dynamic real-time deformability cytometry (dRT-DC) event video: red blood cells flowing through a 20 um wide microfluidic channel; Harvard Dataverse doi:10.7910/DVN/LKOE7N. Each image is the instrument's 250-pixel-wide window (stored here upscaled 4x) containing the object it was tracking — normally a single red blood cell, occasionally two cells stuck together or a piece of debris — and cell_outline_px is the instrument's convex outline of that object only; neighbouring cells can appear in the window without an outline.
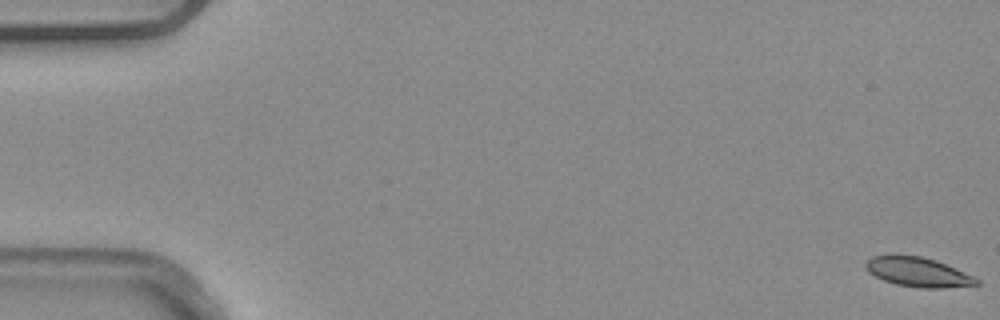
{"species": "common noctule bat (a hibernating species)", "species_latin": "Nyctalus noctula", "temperature_condition": "warm", "stored_images_in_passage": 5, "camera_frame_rate_fps": 3000, "um_per_image_px": 0.085, "animal": {"sex": "male", "body_mass_g": 20.4}, "frame": {"image": 1, "passage_image": 1, "time_ms": 0.0, "image_size_px": [1000, 320], "cell_outline_px": [[980, 284], [944, 288], [920, 288], [896, 284], [884, 280], [868, 272], [864, 268], [864, 264], [872, 256], [920, 256], [936, 260], [964, 272], [980, 280]], "centroid_in_image_um": [78.03, 23.14], "position_along_channel_um": 7.0, "area_um2": 18.73}}
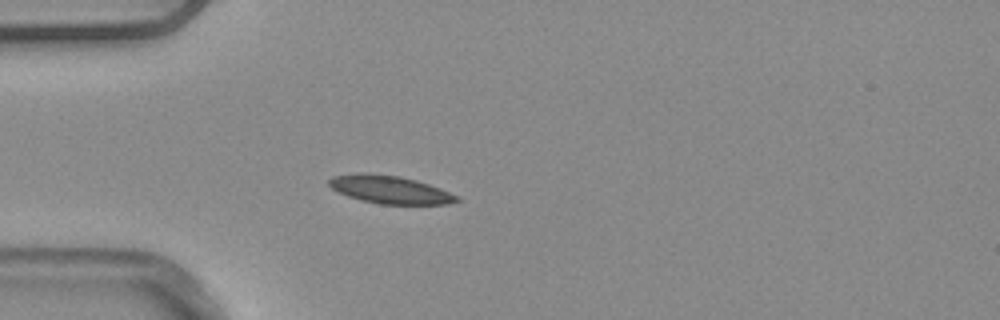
{"frame": {"image": 2, "passage_image": 5, "time_ms": 1.333, "image_size_px": [1000, 320], "cell_outline_px": [[460, 200], [448, 204], [380, 204], [360, 200], [348, 196], [332, 188], [328, 184], [328, 180], [332, 176], [364, 172], [400, 176], [416, 180], [440, 188], [460, 196]], "centroid_in_image_um": [33.16, 16.11], "position_along_channel_um": 51.8, "area_um2": 20.81}}